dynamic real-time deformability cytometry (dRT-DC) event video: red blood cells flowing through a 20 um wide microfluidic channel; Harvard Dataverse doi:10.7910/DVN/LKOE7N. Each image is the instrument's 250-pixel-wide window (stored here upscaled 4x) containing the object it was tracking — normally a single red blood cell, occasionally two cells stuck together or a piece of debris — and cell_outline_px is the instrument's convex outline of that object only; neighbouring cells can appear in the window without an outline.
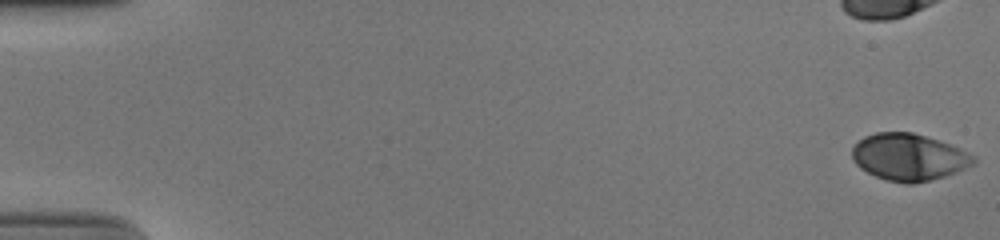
{"species": "human", "species_latin": "Homo sapiens", "temperature_condition": "cold", "stored_images_in_passage": 44, "camera_frame_rate_fps": 3000, "um_per_image_px": 0.085, "donor": {"sex": "male"}, "frame": {"image": 1, "passage_image": 1, "time_ms": 0.0, "image_size_px": [1000, 240], "cell_outline_px": [[976, 164], [944, 176], [912, 184], [904, 184], [888, 180], [876, 176], [860, 168], [852, 160], [852, 148], [864, 136], [876, 132], [912, 132], [940, 140], [960, 148], [976, 156]], "centroid_in_image_um": [77.26, 13.34], "position_along_channel_um": 7.7, "area_um2": 33.23}}